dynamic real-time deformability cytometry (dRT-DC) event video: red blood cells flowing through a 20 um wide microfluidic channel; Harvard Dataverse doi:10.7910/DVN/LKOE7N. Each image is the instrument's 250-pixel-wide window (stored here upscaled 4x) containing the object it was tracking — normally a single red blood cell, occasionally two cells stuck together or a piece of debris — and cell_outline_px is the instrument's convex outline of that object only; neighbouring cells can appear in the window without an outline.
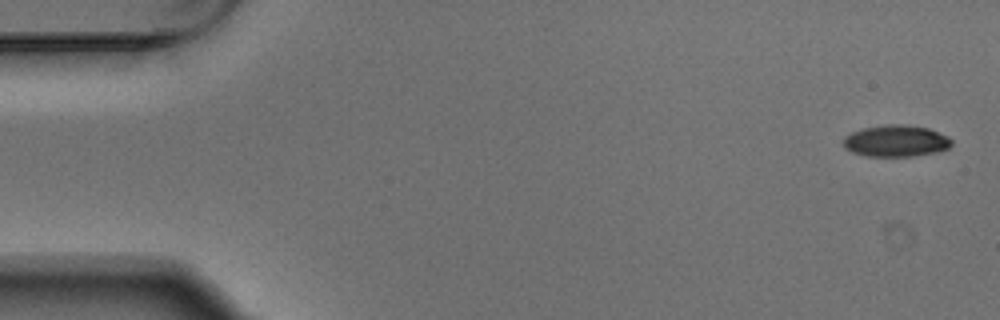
{"species": "Egyptian fruit bat (a non-hibernating species)", "species_latin": "Rousettus aegyptiacus", "temperature_condition": "warm", "stored_images_in_passage": 6, "camera_frame_rate_fps": 3000, "um_per_image_px": 0.085, "animal": {"sex": "male"}, "frame": {"image": 1, "passage_image": 1, "time_ms": 0.0, "image_size_px": [1000, 320], "cell_outline_px": [[952, 144], [948, 148], [936, 152], [912, 156], [868, 156], [852, 152], [844, 148], [844, 136], [852, 132], [864, 128], [884, 124], [908, 124], [928, 128], [948, 136], [952, 140]], "centroid_in_image_um": [76.16, 11.97], "position_along_channel_um": 8.8, "area_um2": 20.0}}
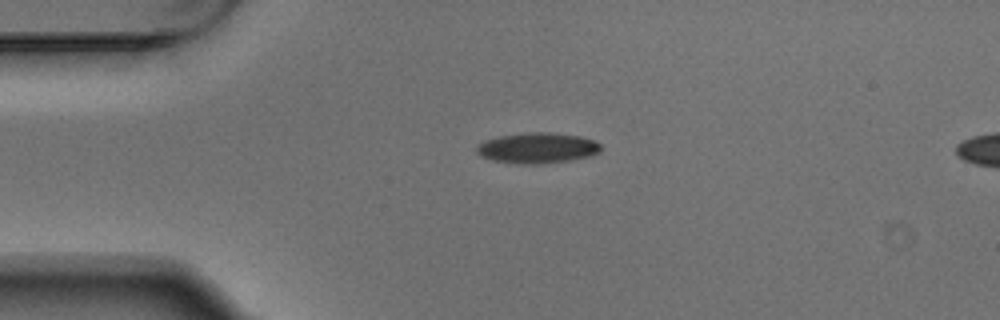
{"frame": {"image": 2, "passage_image": 4, "time_ms": 1.0, "image_size_px": [1000, 320], "cell_outline_px": [[600, 152], [592, 156], [568, 160], [540, 164], [520, 164], [492, 160], [480, 156], [476, 152], [476, 144], [484, 140], [500, 136], [528, 132], [548, 132], [580, 136], [596, 140], [600, 144]], "centroid_in_image_um": [45.67, 12.57], "position_along_channel_um": 39.3, "area_um2": 22.31}}
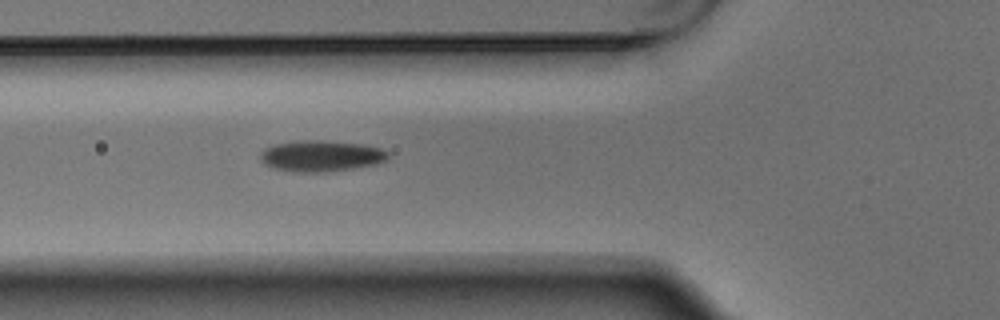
{"frame": {"image": 3, "passage_image": 6, "time_ms": 1.667, "image_size_px": [1000, 320], "cell_outline_px": [[388, 160], [376, 164], [356, 168], [324, 172], [296, 172], [272, 168], [264, 164], [260, 160], [260, 152], [264, 148], [276, 144], [296, 140], [320, 140], [360, 144], [380, 148], [388, 152]], "centroid_in_image_um": [27.26, 13.26], "position_along_channel_um": 98.5, "area_um2": 23.29}}